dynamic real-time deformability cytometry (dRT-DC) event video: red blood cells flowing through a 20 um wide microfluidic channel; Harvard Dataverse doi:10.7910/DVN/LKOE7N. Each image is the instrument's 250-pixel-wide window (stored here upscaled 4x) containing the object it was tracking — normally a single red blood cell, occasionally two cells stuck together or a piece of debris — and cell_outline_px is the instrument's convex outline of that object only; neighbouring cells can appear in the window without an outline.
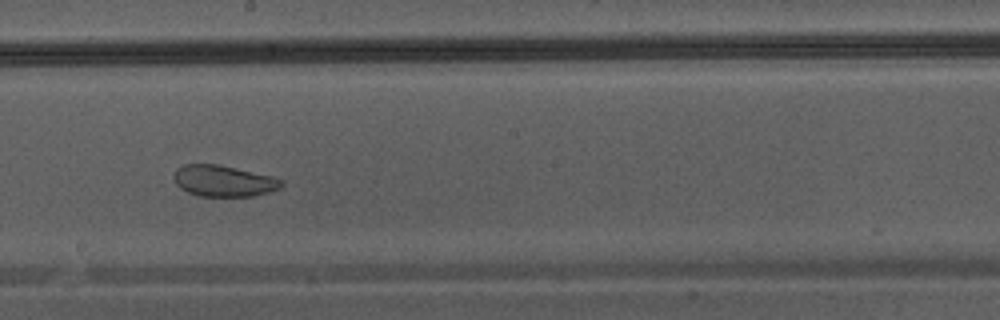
{"species": "Egyptian fruit bat (a non-hibernating species)", "species_latin": "Rousettus aegyptiacus", "temperature_condition": "warm", "stored_images_in_passage": 47, "camera_frame_rate_fps": 3000, "um_per_image_px": 0.085, "animal": {"sex": "male"}, "frame": {"image": 1, "passage_image": 27, "time_ms": 8.667, "image_size_px": [1000, 320], "cell_outline_px": [[284, 184], [280, 188], [268, 192], [252, 196], [200, 196], [188, 192], [180, 188], [176, 184], [176, 168], [184, 164], [220, 164], [272, 176], [284, 180]], "centroid_in_image_um": [19.04, 15.37], "position_along_channel_um": 229.2, "area_um2": 19.54}}
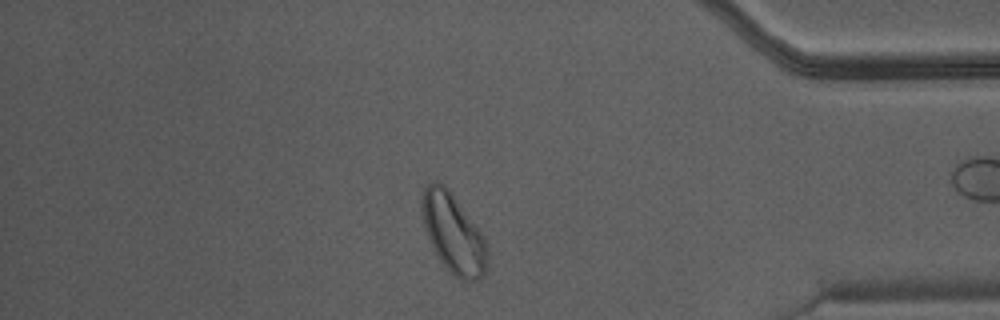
{"frame": {"image": 2, "passage_image": 40, "time_ms": 13.0, "image_size_px": [1000, 320], "cell_outline_px": [[488, 256], [484, 276], [480, 280], [460, 280], [440, 260], [424, 228], [420, 212], [420, 200], [424, 188], [428, 184], [436, 180], [440, 180], [448, 188], [480, 232], [488, 248]], "centroid_in_image_um": [38.5, 19.8], "position_along_channel_um": 396.7, "area_um2": 30.0}}